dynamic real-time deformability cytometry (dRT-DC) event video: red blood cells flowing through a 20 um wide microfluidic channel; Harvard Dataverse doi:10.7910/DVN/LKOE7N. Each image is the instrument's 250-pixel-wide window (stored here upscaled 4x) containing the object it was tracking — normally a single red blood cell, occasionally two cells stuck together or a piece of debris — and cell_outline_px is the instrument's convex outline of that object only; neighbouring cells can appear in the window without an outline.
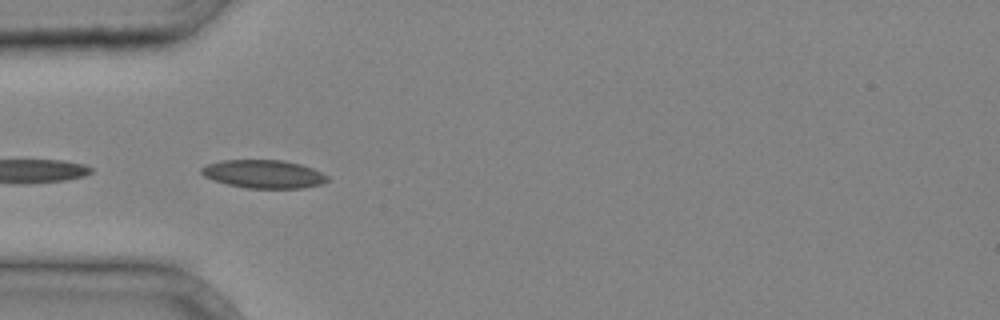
{"species": "common noctule bat (a hibernating species)", "species_latin": "Nyctalus noctula", "temperature_condition": "cold", "stored_images_in_passage": 4, "camera_frame_rate_fps": 3000, "um_per_image_px": 0.085, "animal": {"sex": "male", "body_mass_g": 20.4}, "frame": {"image": 1, "passage_image": 3, "time_ms": 0.667, "image_size_px": [1000, 320], "cell_outline_px": [[328, 180], [320, 184], [304, 188], [244, 188], [212, 180], [204, 176], [200, 172], [200, 168], [208, 164], [224, 160], [284, 160], [300, 164], [312, 168], [328, 176]], "centroid_in_image_um": [22.39, 14.79], "position_along_channel_um": 62.6, "area_um2": 20.69}}
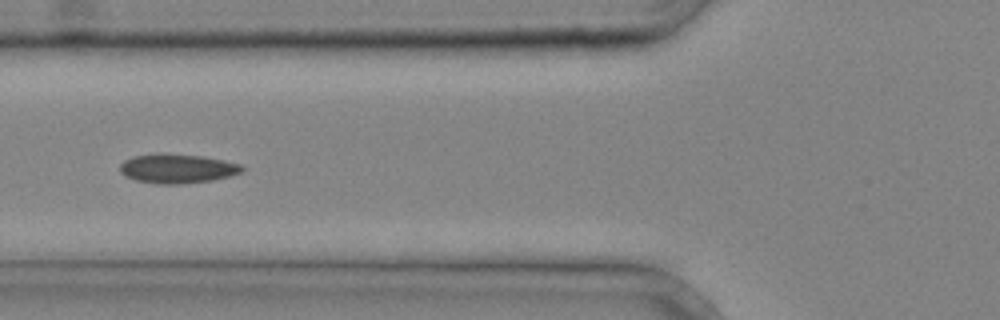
{"frame": {"image": 2, "passage_image": 4, "time_ms": 1.0, "image_size_px": [1000, 320], "cell_outline_px": [[244, 172], [212, 180], [180, 184], [156, 184], [136, 180], [124, 176], [120, 172], [120, 164], [124, 160], [136, 156], [204, 156], [224, 160], [240, 164], [244, 168]], "centroid_in_image_um": [15.11, 14.37], "position_along_channel_um": 110.7, "area_um2": 20.06}}